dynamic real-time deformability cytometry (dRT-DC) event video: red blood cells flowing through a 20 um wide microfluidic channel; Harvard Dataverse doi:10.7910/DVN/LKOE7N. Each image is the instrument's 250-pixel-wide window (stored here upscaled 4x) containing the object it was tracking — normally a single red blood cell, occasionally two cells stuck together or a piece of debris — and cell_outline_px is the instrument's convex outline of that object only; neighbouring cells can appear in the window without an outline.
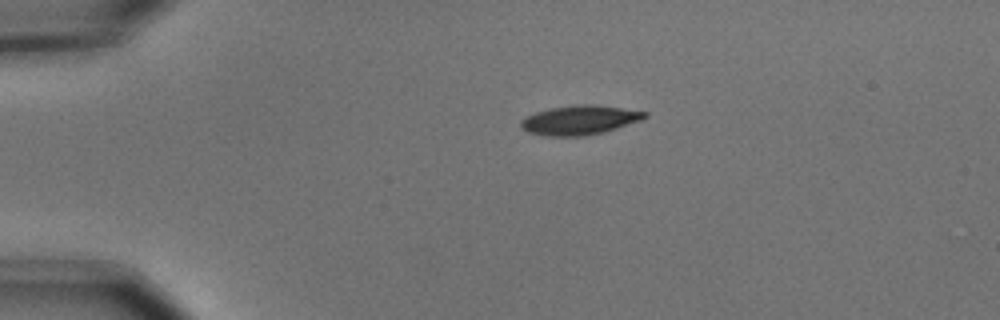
{"species": "common noctule bat (a hibernating species)", "species_latin": "Nyctalus noctula", "temperature_condition": "cold", "stored_images_in_passage": 2, "camera_frame_rate_fps": 3000, "um_per_image_px": 0.085, "animal": {"sex": "male", "body_mass_g": 15.6}, "frame": {"image": 1, "passage_image": 1, "time_ms": 0.0, "image_size_px": [1000, 320], "cell_outline_px": [[648, 116], [640, 120], [604, 132], [584, 136], [548, 136], [528, 132], [520, 128], [520, 120], [536, 112], [552, 108], [576, 104], [592, 104], [648, 112]], "centroid_in_image_um": [49.25, 10.21], "position_along_channel_um": 35.8, "area_um2": 20.98}}